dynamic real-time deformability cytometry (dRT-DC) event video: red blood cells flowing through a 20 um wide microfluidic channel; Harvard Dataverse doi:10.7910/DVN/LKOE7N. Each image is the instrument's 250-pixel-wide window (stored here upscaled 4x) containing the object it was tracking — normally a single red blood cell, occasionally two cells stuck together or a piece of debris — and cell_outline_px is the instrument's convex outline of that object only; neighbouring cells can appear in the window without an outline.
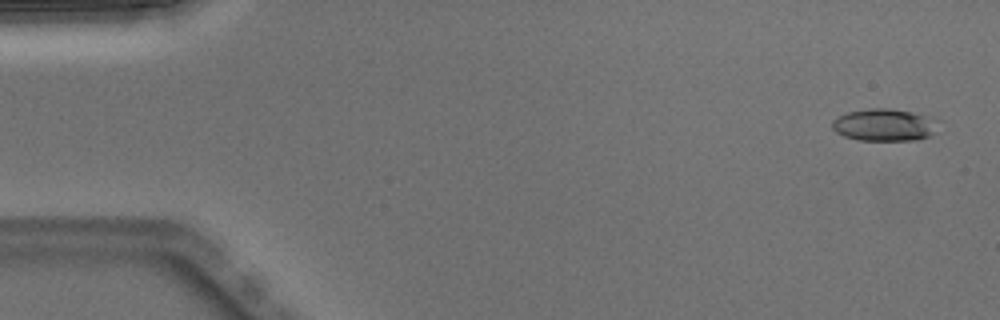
{"species": "Egyptian fruit bat (a non-hibernating species)", "species_latin": "Rousettus aegyptiacus", "temperature_condition": "warm", "stored_images_in_passage": 5, "camera_frame_rate_fps": 3000, "um_per_image_px": 0.085, "animal": {"sex": "male"}, "frame": {"image": 1, "passage_image": 1, "time_ms": 0.0, "image_size_px": [1000, 320], "cell_outline_px": [[940, 120], [936, 132], [932, 136], [916, 140], [860, 140], [844, 136], [836, 132], [832, 128], [832, 120], [848, 112], [868, 108], [888, 108], [912, 112], [928, 116]], "centroid_in_image_um": [75.23, 10.62], "position_along_channel_um": 9.8, "area_um2": 20.17}}
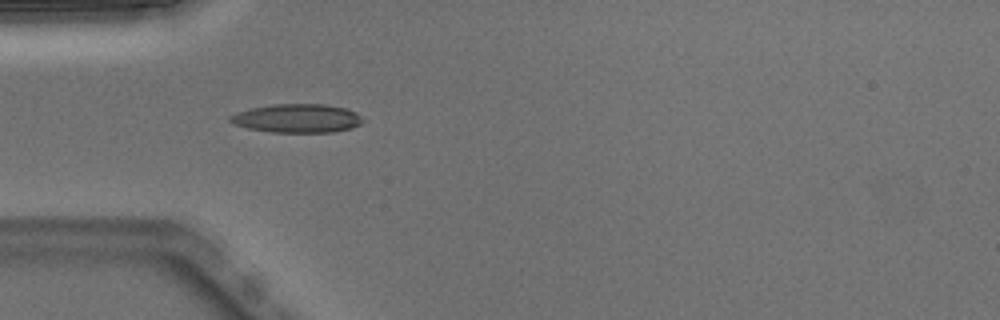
{"frame": {"image": 2, "passage_image": 4, "time_ms": 1.0, "image_size_px": [1000, 320], "cell_outline_px": [[364, 120], [360, 124], [352, 128], [332, 132], [272, 132], [248, 128], [232, 124], [228, 120], [228, 116], [236, 112], [252, 108], [272, 104], [324, 104], [344, 108], [356, 112]], "centroid_in_image_um": [25.23, 10.06], "position_along_channel_um": 59.8, "area_um2": 22.2}}